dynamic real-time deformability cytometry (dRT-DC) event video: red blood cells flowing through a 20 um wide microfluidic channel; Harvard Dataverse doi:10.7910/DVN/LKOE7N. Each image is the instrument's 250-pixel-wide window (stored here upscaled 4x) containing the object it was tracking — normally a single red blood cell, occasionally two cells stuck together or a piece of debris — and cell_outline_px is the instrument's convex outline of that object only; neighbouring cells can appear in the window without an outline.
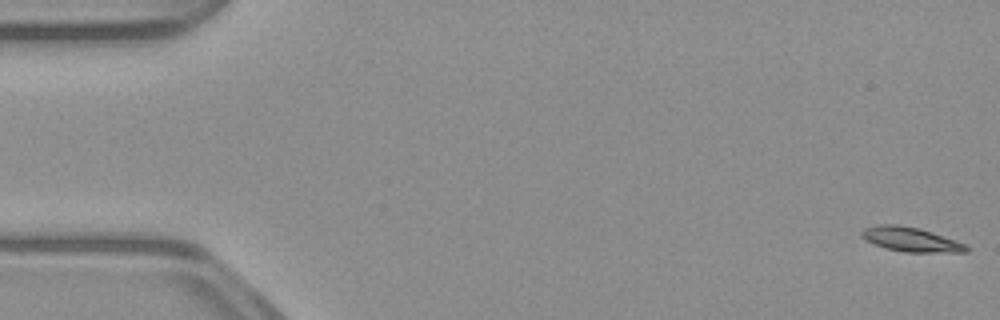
{"species": "common noctule bat (a hibernating species)", "species_latin": "Nyctalus noctula", "temperature_condition": "warm", "stored_images_in_passage": 53, "camera_frame_rate_fps": 3000, "um_per_image_px": 0.085, "animal": {"sex": "male", "body_mass_g": 23.1, "forearm_length_mm": 52.7}, "frame": {"image": 1, "passage_image": 1, "time_ms": 0.0, "image_size_px": [1000, 320], "cell_outline_px": [[972, 248], [968, 252], [904, 252], [884, 248], [860, 236], [860, 232], [864, 228], [876, 224], [896, 224], [920, 228], [956, 240]], "centroid_in_image_um": [77.43, 20.35], "position_along_channel_um": 7.6, "area_um2": 14.97}}
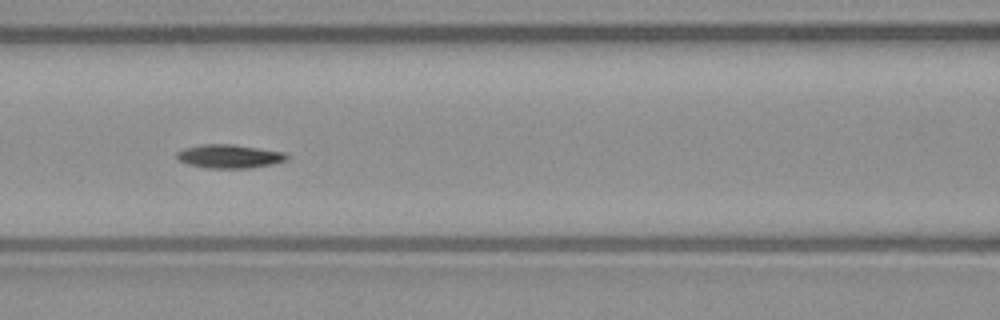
{"frame": {"image": 2, "passage_image": 23, "time_ms": 7.333, "image_size_px": [1000, 320], "cell_outline_px": [[292, 156], [288, 160], [272, 164], [248, 168], [204, 168], [188, 164], [180, 160], [176, 156], [176, 152], [184, 148], [200, 144], [232, 144], [288, 152]], "centroid_in_image_um": [19.56, 13.28], "position_along_channel_um": 147.0, "area_um2": 15.43}}
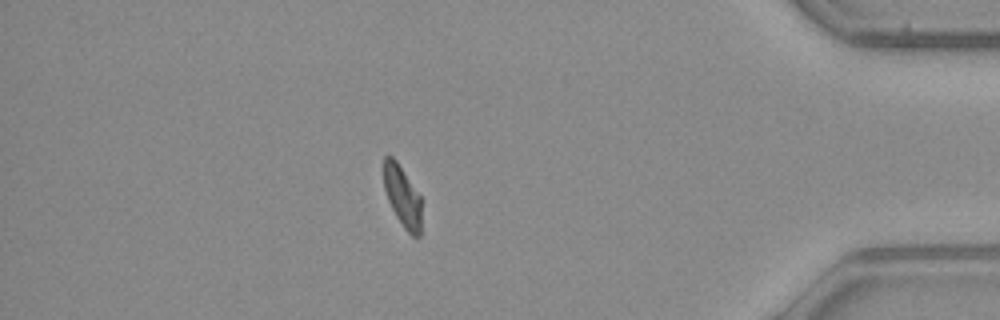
{"frame": {"image": 3, "passage_image": 46, "time_ms": 15.0, "image_size_px": [1000, 320], "cell_outline_px": [[420, 236], [412, 236], [404, 228], [396, 216], [388, 200], [384, 188], [384, 156], [392, 156], [396, 160], [420, 196]], "centroid_in_image_um": [34.19, 16.69], "position_along_channel_um": 401.0, "area_um2": 13.06}, "authors_computed_cell_mechanics": {"area_um2": 14.9124, "velocity_mm_per_s": 3.9095, "shape_relaxation_time_tau1_ms": 7.6298, "shape_relaxation_time_tau2_ms": null, "deformation_change_tau1": 0.1928, "deformation_change_tau2": null}}